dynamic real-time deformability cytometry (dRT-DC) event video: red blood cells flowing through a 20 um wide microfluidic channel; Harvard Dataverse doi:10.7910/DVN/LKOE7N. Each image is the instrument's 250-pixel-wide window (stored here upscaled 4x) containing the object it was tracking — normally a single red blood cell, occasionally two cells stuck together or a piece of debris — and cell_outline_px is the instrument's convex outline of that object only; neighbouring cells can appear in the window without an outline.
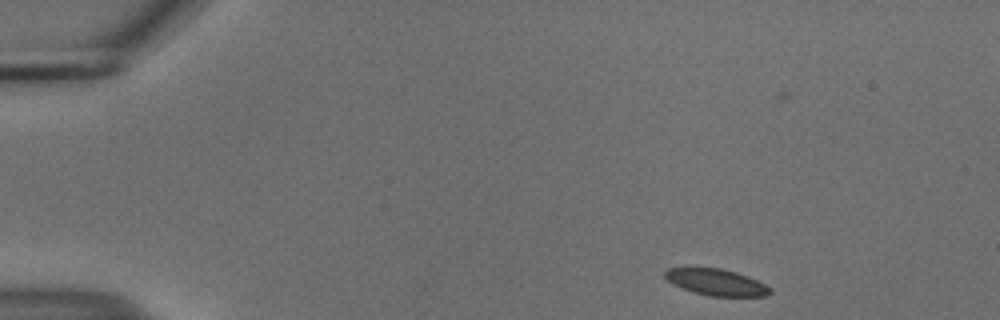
{"species": "common noctule bat (a hibernating species)", "species_latin": "Nyctalus noctula", "temperature_condition": "cold", "stored_images_in_passage": 49, "camera_frame_rate_fps": 3000, "um_per_image_px": 0.085, "animal": {"sex": "male", "body_mass_g": 18.8}, "frame": {"image": 1, "passage_image": 1, "time_ms": 0.0, "image_size_px": [1000, 320], "cell_outline_px": [[772, 292], [768, 296], [708, 296], [672, 284], [664, 276], [664, 272], [668, 268], [720, 268], [736, 272], [748, 276], [772, 288]], "centroid_in_image_um": [60.91, 23.99], "position_along_channel_um": 24.1, "area_um2": 16.07}}
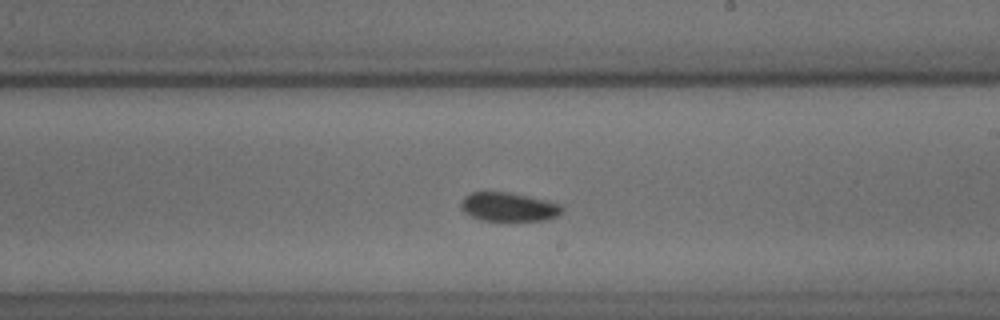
{"frame": {"image": 2, "passage_image": 26, "time_ms": 8.333, "image_size_px": [1000, 320], "cell_outline_px": [[564, 208], [556, 216], [548, 220], [480, 220], [464, 212], [460, 208], [460, 200], [464, 196], [472, 192], [508, 192], [528, 196], [564, 204]], "centroid_in_image_um": [43.23, 17.58], "position_along_channel_um": 245.8, "area_um2": 17.05}}
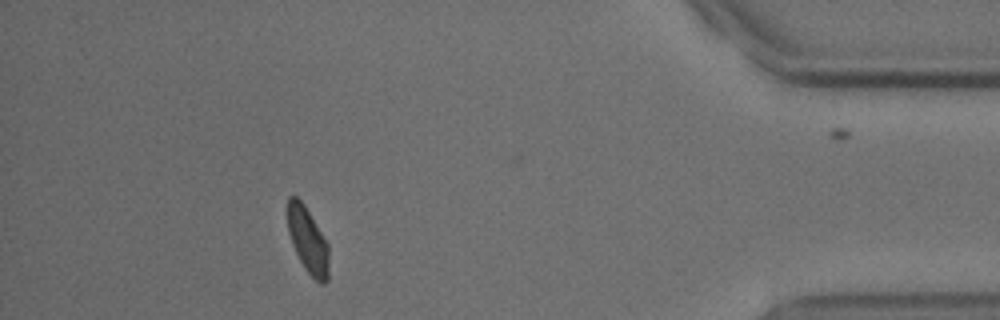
{"frame": {"image": 3, "passage_image": 43, "time_ms": 14.0, "image_size_px": [1000, 320], "cell_outline_px": [[328, 280], [324, 284], [320, 284], [304, 268], [292, 244], [288, 232], [288, 196], [296, 196], [304, 204], [328, 244]], "centroid_in_image_um": [26.16, 20.44], "position_along_channel_um": 409.0, "area_um2": 15.61}, "authors_computed_cell_mechanics": {"area_um2": 16.8776, "velocity_mm_per_s": 3.696, "shape_relaxation_time_tau1_ms": null, "shape_relaxation_time_tau2_ms": 3.4675, "deformation_change_tau1": null, "deformation_change_tau2": 0.0558}}